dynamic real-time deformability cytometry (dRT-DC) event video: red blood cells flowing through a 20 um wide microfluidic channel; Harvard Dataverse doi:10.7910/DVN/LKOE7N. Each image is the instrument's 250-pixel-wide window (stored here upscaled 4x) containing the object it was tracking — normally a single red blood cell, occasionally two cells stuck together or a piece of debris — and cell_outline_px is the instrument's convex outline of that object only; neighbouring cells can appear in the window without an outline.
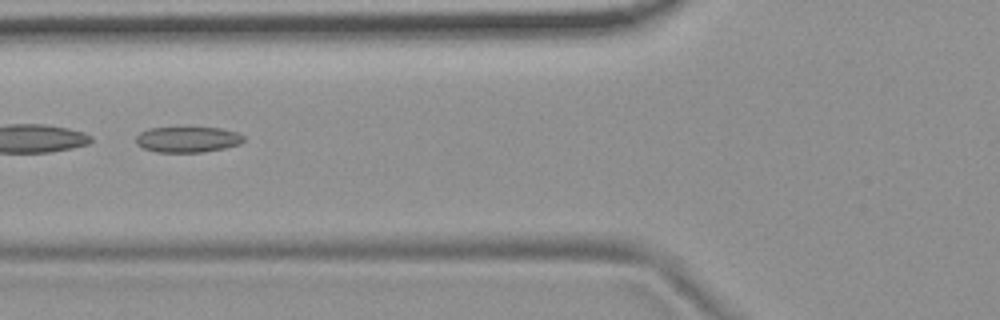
{"species": "common noctule bat (a hibernating species)", "species_latin": "Nyctalus noctula", "temperature_condition": "room temperature", "stored_images_in_passage": 16, "camera_frame_rate_fps": 3000, "um_per_image_px": 0.085, "animal": {"sex": "female", "body_mass_g": 19.9}, "frame": {"image": 1, "passage_image": 7, "time_ms": 2.0, "image_size_px": [1000, 320], "cell_outline_px": [[244, 140], [240, 144], [224, 148], [204, 152], [156, 152], [144, 148], [136, 144], [136, 136], [140, 132], [148, 128], [220, 128], [236, 132], [244, 136]], "centroid_in_image_um": [15.94, 11.86], "position_along_channel_um": 109.9, "area_um2": 16.07}}
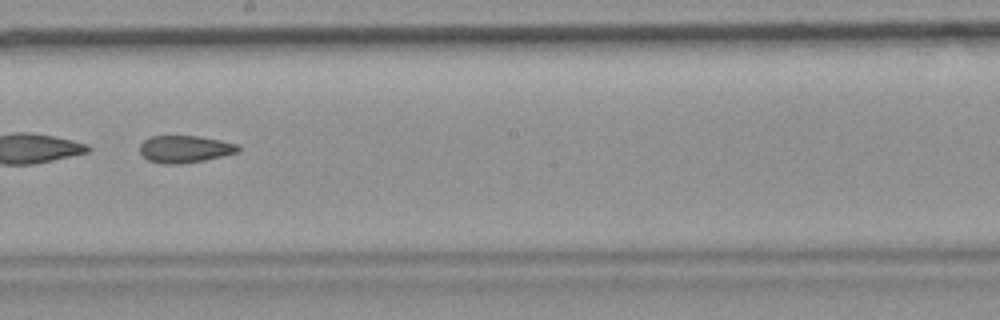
{"frame": {"image": 2, "passage_image": 10, "time_ms": 3.0, "image_size_px": [1000, 320], "cell_outline_px": [[240, 152], [204, 160], [180, 164], [164, 164], [148, 160], [140, 152], [140, 144], [144, 140], [152, 136], [200, 136], [240, 144]], "centroid_in_image_um": [15.75, 12.67], "position_along_channel_um": 232.5, "area_um2": 15.66}}
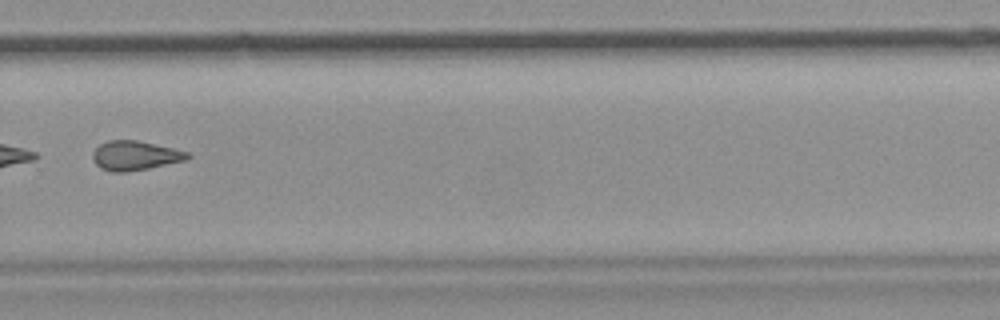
{"frame": {"image": 3, "passage_image": 12, "time_ms": 3.667, "image_size_px": [1000, 320], "cell_outline_px": [[192, 156], [188, 160], [148, 168], [124, 172], [112, 172], [100, 168], [96, 164], [92, 156], [92, 152], [100, 144], [108, 140], [136, 140], [172, 148], [188, 152]], "centroid_in_image_um": [11.48, 13.23], "position_along_channel_um": 318.3, "area_um2": 16.18}}